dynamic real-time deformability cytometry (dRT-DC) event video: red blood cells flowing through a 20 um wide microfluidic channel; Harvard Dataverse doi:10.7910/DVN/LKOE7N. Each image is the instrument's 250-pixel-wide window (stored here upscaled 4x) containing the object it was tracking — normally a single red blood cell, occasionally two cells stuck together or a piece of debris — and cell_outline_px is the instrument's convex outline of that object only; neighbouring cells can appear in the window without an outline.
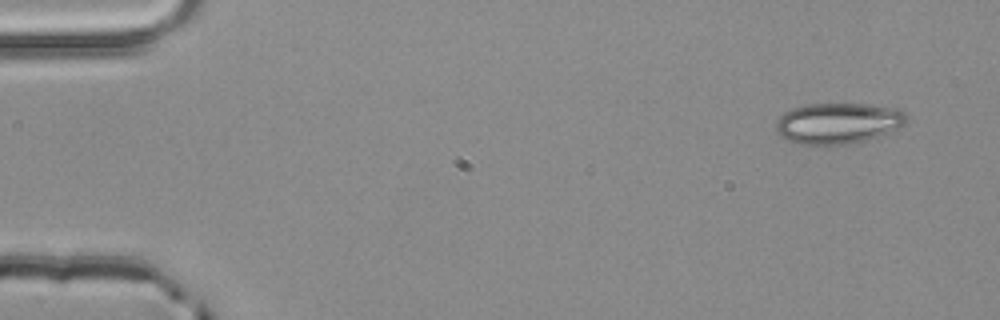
{"species": "common noctule bat (a hibernating species)", "species_latin": "Nyctalus noctula", "temperature_condition": "room temperature", "stored_images_in_passage": 3, "camera_frame_rate_fps": 3000, "um_per_image_px": 0.085, "animal": {"sex": "male", "body_mass_g": 20.4}, "frame": {"image": 1, "passage_image": 1, "time_ms": 0.0, "image_size_px": [1000, 320], "cell_outline_px": [[908, 120], [904, 124], [888, 132], [852, 144], [800, 144], [784, 140], [776, 132], [776, 120], [784, 112], [792, 108], [804, 104], [868, 104], [900, 108], [908, 116]], "centroid_in_image_um": [71.2, 10.46], "position_along_channel_um": 13.8, "area_um2": 31.27}}